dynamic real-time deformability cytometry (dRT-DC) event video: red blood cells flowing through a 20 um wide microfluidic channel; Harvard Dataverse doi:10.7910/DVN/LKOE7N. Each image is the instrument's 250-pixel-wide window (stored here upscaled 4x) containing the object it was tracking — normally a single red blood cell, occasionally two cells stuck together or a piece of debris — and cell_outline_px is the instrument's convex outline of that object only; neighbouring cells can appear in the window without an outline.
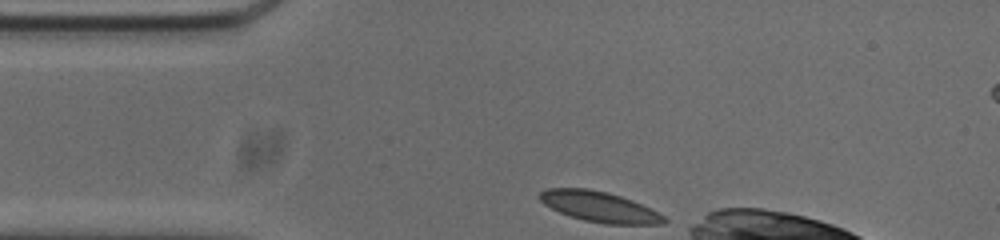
{"species": "common noctule bat (a hibernating species)", "species_latin": "Nyctalus noctula", "temperature_condition": "cold", "stored_images_in_passage": 34, "camera_frame_rate_fps": 3000, "um_per_image_px": 0.085, "animal": {"sex": "male", "body_mass_g": 20.0, "forearm_length_mm": 53.3}, "frame": {"image": 1, "passage_image": 1, "time_ms": 0.0, "image_size_px": [1000, 240], "cell_outline_px": [[668, 220], [664, 224], [604, 224], [584, 220], [560, 212], [544, 204], [536, 196], [540, 192], [548, 188], [588, 188], [608, 192], [632, 200], [664, 216]], "centroid_in_image_um": [50.92, 17.57], "position_along_channel_um": 34.1, "area_um2": 21.91}}
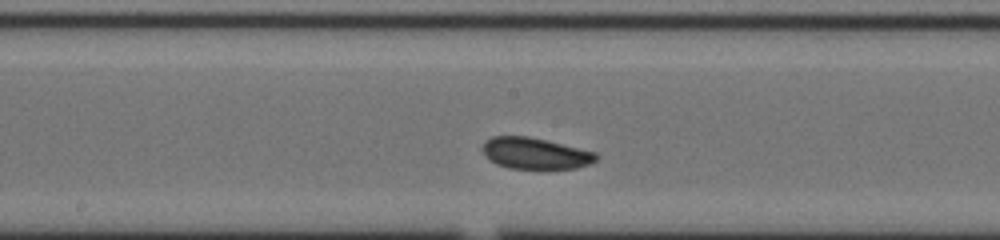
{"frame": {"image": 2, "passage_image": 17, "time_ms": 5.333, "image_size_px": [1000, 240], "cell_outline_px": [[600, 156], [596, 160], [588, 164], [576, 168], [508, 168], [496, 164], [484, 152], [484, 144], [492, 136], [528, 136], [596, 152]], "centroid_in_image_um": [45.54, 13.03], "position_along_channel_um": 202.7, "area_um2": 20.29}}
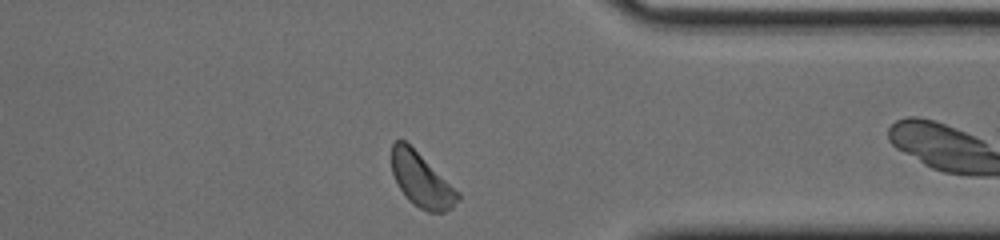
{"frame": {"image": 3, "passage_image": 32, "time_ms": 10.333, "image_size_px": [1000, 240], "cell_outline_px": [[460, 200], [452, 208], [444, 212], [428, 212], [412, 204], [404, 196], [392, 172], [392, 144], [396, 140], [404, 140], [460, 192]], "centroid_in_image_um": [35.84, 15.34], "position_along_channel_um": 375.6, "area_um2": 20.63}}